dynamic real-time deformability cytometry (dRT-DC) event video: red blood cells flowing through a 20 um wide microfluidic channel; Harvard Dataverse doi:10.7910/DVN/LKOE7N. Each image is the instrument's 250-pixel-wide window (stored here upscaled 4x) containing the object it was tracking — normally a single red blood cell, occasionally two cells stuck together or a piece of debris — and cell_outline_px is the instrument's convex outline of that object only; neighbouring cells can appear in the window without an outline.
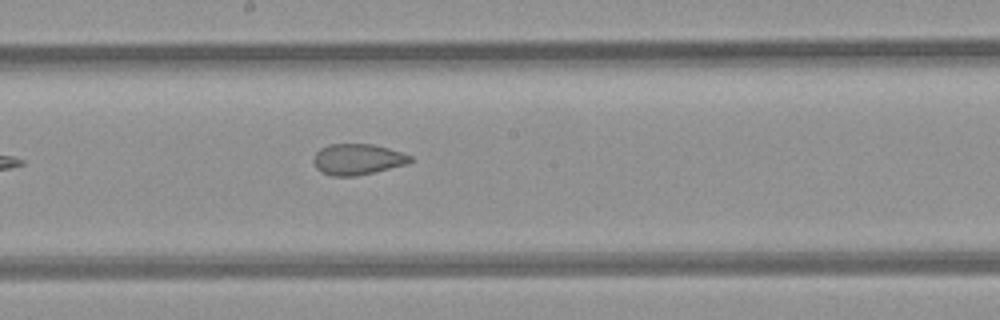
{"species": "common noctule bat (a hibernating species)", "species_latin": "Nyctalus noctula", "temperature_condition": "room temperature", "stored_images_in_passage": 9, "segment_of_instrument_passage": [1, 2], "camera_frame_rate_fps": 3000, "um_per_image_px": 0.085, "animal": {"sex": "female", "body_mass_g": 21.9}, "frame": {"image": 1, "passage_image": 8, "time_ms": 9.0, "image_size_px": [1000, 320], "cell_outline_px": [[412, 160], [408, 164], [372, 172], [352, 176], [332, 176], [320, 172], [316, 168], [312, 160], [316, 152], [320, 148], [328, 144], [372, 144], [388, 148], [412, 156]], "centroid_in_image_um": [30.35, 13.53], "position_along_channel_um": 217.8, "area_um2": 17.4}}